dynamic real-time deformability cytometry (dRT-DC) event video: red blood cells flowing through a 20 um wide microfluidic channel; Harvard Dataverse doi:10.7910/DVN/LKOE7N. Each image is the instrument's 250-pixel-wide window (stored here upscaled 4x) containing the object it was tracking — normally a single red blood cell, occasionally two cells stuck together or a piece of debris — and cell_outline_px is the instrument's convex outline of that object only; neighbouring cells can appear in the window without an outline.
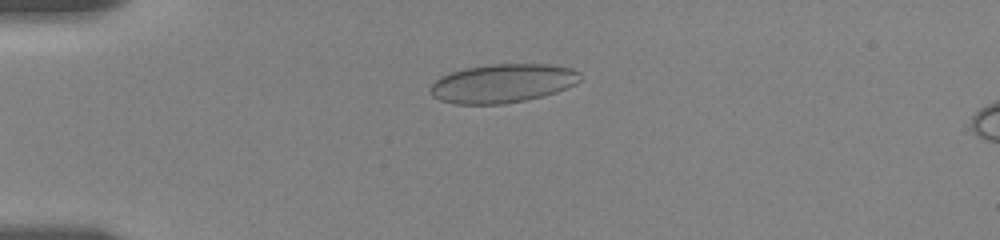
{"species": "human", "species_latin": "Homo sapiens", "temperature_condition": "room temperature", "stored_images_in_passage": 43, "camera_frame_rate_fps": 3000, "um_per_image_px": 0.085, "donor": {"sex": "female"}, "frame": {"image": 1, "passage_image": 11, "time_ms": 4.333, "image_size_px": [1000, 240], "cell_outline_px": [[580, 80], [576, 84], [556, 92], [544, 96], [504, 104], [456, 104], [440, 100], [432, 96], [428, 88], [440, 76], [448, 72], [464, 68], [492, 64], [552, 64], [572, 68], [580, 72]], "centroid_in_image_um": [42.71, 7.08], "position_along_channel_um": 42.3, "area_um2": 34.16}}
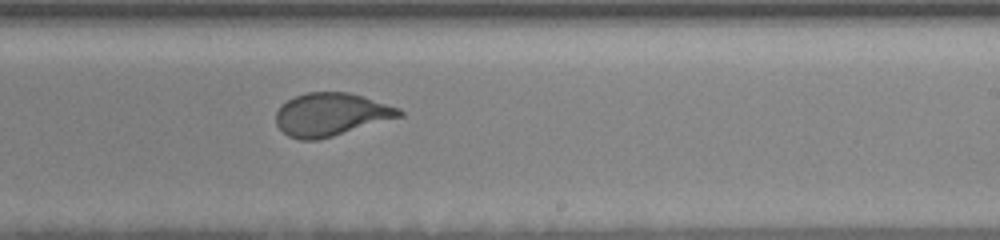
{"frame": {"image": 2, "passage_image": 27, "time_ms": 11.333, "image_size_px": [1000, 240], "cell_outline_px": [[404, 116], [332, 136], [316, 140], [300, 140], [288, 136], [276, 124], [276, 112], [288, 100], [296, 96], [308, 92], [348, 92], [364, 96], [400, 108], [404, 112]], "centroid_in_image_um": [28.17, 9.73], "position_along_channel_um": 260.8, "area_um2": 30.75}}
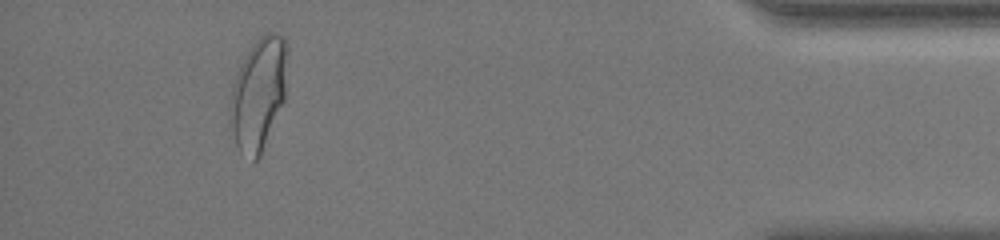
{"frame": {"image": 3, "passage_image": 42, "time_ms": 17.0, "image_size_px": [1000, 240], "cell_outline_px": [[288, 52], [284, 100], [260, 156], [252, 164], [240, 152], [236, 144], [228, 124], [228, 108], [232, 84], [252, 44], [264, 32], [276, 32], [284, 36], [288, 44]], "centroid_in_image_um": [21.96, 7.99], "position_along_channel_um": 413.2, "area_um2": 38.15}}